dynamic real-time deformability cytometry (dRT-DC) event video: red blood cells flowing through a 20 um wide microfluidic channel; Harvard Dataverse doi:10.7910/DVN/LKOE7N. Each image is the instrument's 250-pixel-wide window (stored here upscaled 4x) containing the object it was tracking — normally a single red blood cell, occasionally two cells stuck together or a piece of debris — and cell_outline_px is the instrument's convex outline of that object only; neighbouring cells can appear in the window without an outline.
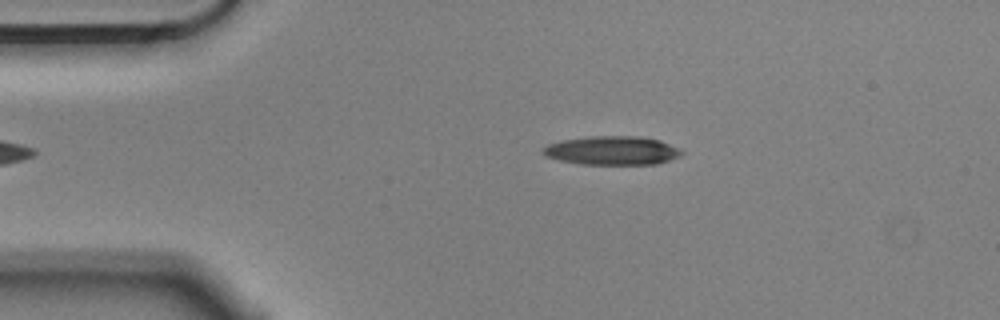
{"species": "Egyptian fruit bat (a non-hibernating species)", "species_latin": "Rousettus aegyptiacus", "temperature_condition": "cold", "stored_images_in_passage": 2, "camera_frame_rate_fps": 3000, "um_per_image_px": 0.085, "animal": {"sex": "male"}, "frame": {"image": 1, "passage_image": 2, "time_ms": 0.333, "image_size_px": [1000, 320], "cell_outline_px": [[684, 152], [680, 156], [656, 164], [580, 164], [560, 160], [548, 156], [540, 152], [540, 148], [548, 144], [560, 140], [588, 136], [640, 136], [660, 140]], "centroid_in_image_um": [51.98, 12.78], "position_along_channel_um": 33.0, "area_um2": 23.24}}